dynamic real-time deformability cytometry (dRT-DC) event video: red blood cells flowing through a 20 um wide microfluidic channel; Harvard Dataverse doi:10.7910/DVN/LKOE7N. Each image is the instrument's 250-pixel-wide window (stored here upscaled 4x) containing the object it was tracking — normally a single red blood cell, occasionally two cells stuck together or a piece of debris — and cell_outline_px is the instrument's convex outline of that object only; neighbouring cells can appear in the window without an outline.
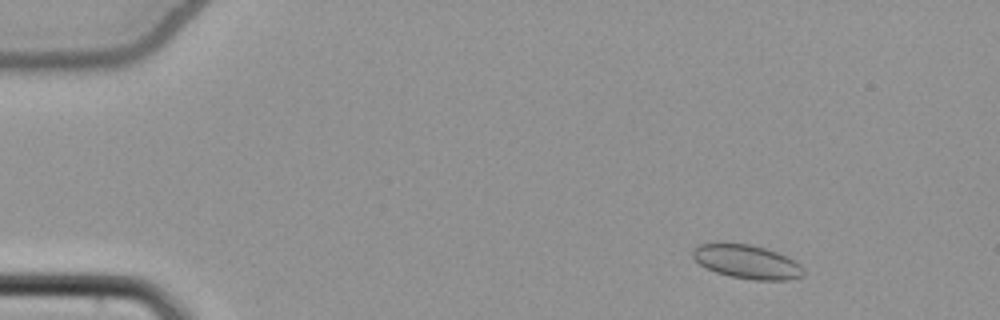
{"species": "common noctule bat (a hibernating species)", "species_latin": "Nyctalus noctula", "temperature_condition": "cold", "stored_images_in_passage": 51, "camera_frame_rate_fps": 3000, "um_per_image_px": 0.085, "animal": {"sex": "female", "body_mass_g": 22.7, "forearm_length_mm": 54.2}, "frame": {"image": 1, "passage_image": 4, "time_ms": 1.0, "image_size_px": [1000, 320], "cell_outline_px": [[804, 276], [788, 280], [756, 280], [732, 276], [716, 272], [700, 264], [692, 256], [692, 252], [700, 244], [716, 240], [748, 244], [764, 248], [776, 252], [800, 264], [804, 268]], "centroid_in_image_um": [63.46, 22.22], "position_along_channel_um": 21.5, "area_um2": 21.96}}
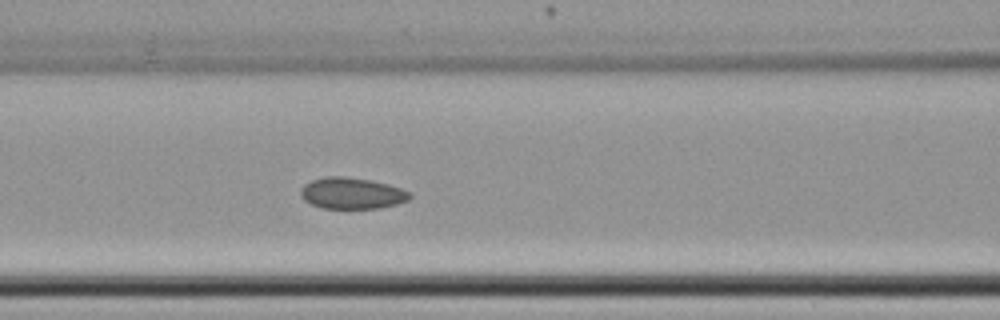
{"frame": {"image": 2, "passage_image": 21, "time_ms": 6.667, "image_size_px": [1000, 320], "cell_outline_px": [[412, 196], [408, 200], [396, 204], [380, 208], [320, 208], [304, 200], [300, 196], [300, 188], [304, 184], [312, 180], [324, 176], [344, 176], [368, 180], [388, 184], [400, 188], [408, 192]], "centroid_in_image_um": [29.86, 16.42], "position_along_channel_um": 136.7, "area_um2": 19.88}}
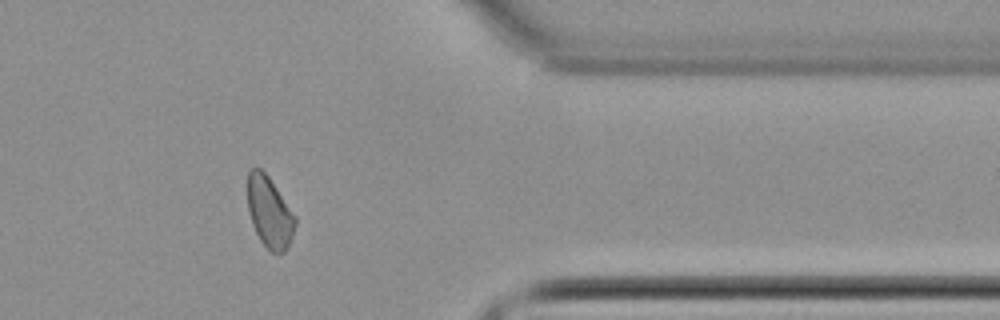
{"frame": {"image": 3, "passage_image": 42, "time_ms": 13.667, "image_size_px": [1000, 320], "cell_outline_px": [[296, 224], [292, 236], [284, 252], [272, 252], [260, 240], [252, 224], [248, 212], [248, 172], [252, 168], [260, 168], [268, 176], [296, 216]], "centroid_in_image_um": [22.9, 18.02], "position_along_channel_um": 388.5, "area_um2": 19.42}, "authors_computed_cell_mechanics": {"area_um2": 20.3456, "velocity_mm_per_s": 3.8277, "shape_relaxation_time_tau1_ms": 4.0826, "shape_relaxation_time_tau2_ms": 3.496, "deformation_change_tau1": 0.0387, "deformation_change_tau2": 0.0624}}